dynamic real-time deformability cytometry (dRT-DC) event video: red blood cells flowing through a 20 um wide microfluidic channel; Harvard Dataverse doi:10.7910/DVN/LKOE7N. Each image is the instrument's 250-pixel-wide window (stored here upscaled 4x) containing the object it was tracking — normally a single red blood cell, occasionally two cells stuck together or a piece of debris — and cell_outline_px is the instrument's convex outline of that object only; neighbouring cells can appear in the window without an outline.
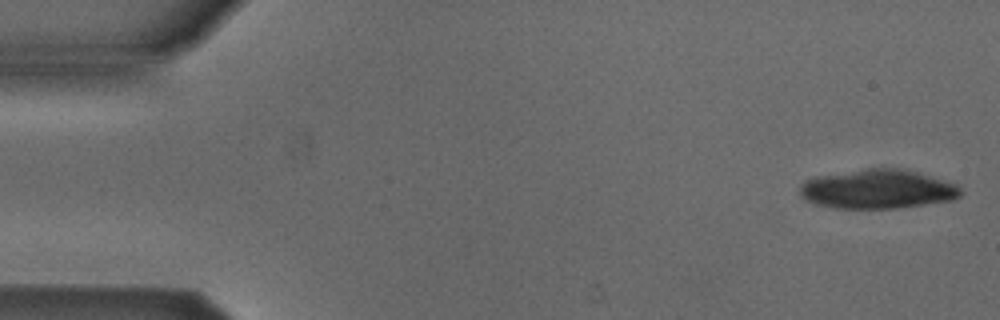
{"species": "Egyptian fruit bat (a non-hibernating species)", "species_latin": "Rousettus aegyptiacus", "temperature_condition": "cold", "stored_images_in_passage": 17, "camera_frame_rate_fps": 3000, "um_per_image_px": 0.085, "animal": {"sex": "male"}, "frame": {"image": 1, "passage_image": 1, "time_ms": 0.0, "image_size_px": [1000, 320], "cell_outline_px": [[964, 192], [960, 196], [952, 200], [896, 208], [832, 208], [816, 204], [800, 196], [800, 184], [804, 180], [816, 176], [868, 168], [900, 168], [916, 172], [956, 184]], "centroid_in_image_um": [74.57, 16.07], "position_along_channel_um": 10.4, "area_um2": 36.59}}